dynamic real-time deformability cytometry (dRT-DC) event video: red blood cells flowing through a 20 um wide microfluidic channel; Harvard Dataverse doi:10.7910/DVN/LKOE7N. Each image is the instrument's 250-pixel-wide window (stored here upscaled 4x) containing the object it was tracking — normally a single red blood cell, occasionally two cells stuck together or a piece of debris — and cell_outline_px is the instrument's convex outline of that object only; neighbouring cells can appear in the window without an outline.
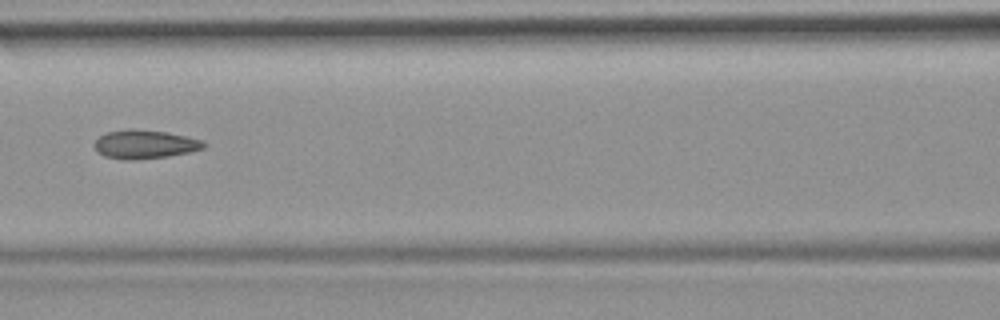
{"species": "common noctule bat (a hibernating species)", "species_latin": "Nyctalus noctula", "temperature_condition": "room temperature", "stored_images_in_passage": 5, "camera_frame_rate_fps": 3000, "um_per_image_px": 0.085, "animal": {"sex": "female", "body_mass_g": 19.9}, "frame": {"image": 1, "passage_image": 5, "time_ms": 4.667, "image_size_px": [1000, 320], "cell_outline_px": [[208, 144], [204, 148], [192, 152], [168, 156], [132, 160], [124, 160], [104, 156], [92, 144], [100, 136], [108, 132], [128, 128], [132, 128], [168, 132], [200, 140]], "centroid_in_image_um": [12.32, 12.26], "position_along_channel_um": 154.3, "area_um2": 18.32}}